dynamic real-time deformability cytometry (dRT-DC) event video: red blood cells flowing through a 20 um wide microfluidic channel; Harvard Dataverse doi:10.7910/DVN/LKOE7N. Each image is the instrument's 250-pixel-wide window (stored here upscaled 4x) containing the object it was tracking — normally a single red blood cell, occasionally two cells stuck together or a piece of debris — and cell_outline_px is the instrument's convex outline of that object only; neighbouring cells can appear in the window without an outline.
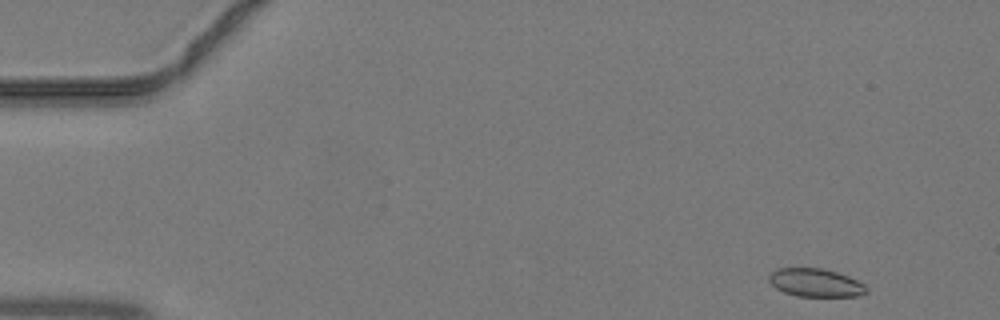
{"species": "common noctule bat (a hibernating species)", "species_latin": "Nyctalus noctula", "temperature_condition": "warm", "stored_images_in_passage": 41, "camera_frame_rate_fps": 3000, "um_per_image_px": 0.085, "animal": {"sex": "male", "body_mass_g": 19.2, "forearm_length_mm": 51.8}, "frame": {"image": 1, "passage_image": 1, "time_ms": 0.0, "image_size_px": [1000, 320], "cell_outline_px": [[868, 292], [860, 296], [796, 296], [784, 292], [776, 288], [768, 280], [768, 276], [776, 268], [824, 268], [848, 276], [864, 284], [868, 288]], "centroid_in_image_um": [69.33, 24.03], "position_along_channel_um": 15.7, "area_um2": 16.07}}
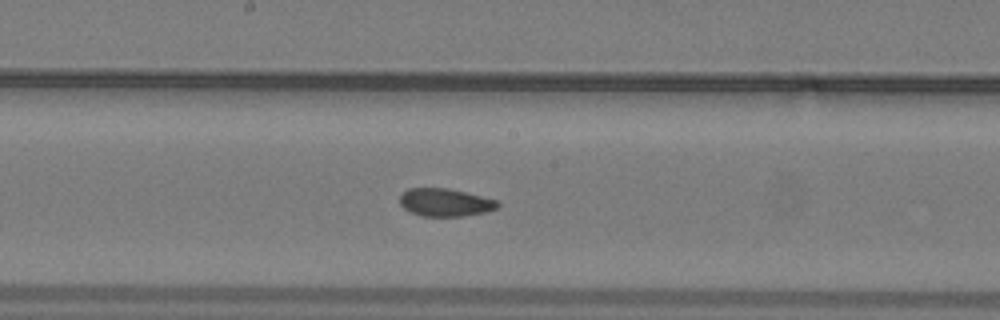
{"frame": {"image": 2, "passage_image": 21, "time_ms": 6.667, "image_size_px": [1000, 320], "cell_outline_px": [[500, 204], [496, 208], [484, 212], [460, 216], [420, 216], [408, 212], [400, 204], [400, 196], [408, 188], [448, 188], [496, 200]], "centroid_in_image_um": [37.78, 17.21], "position_along_channel_um": 210.4, "area_um2": 15.72}}
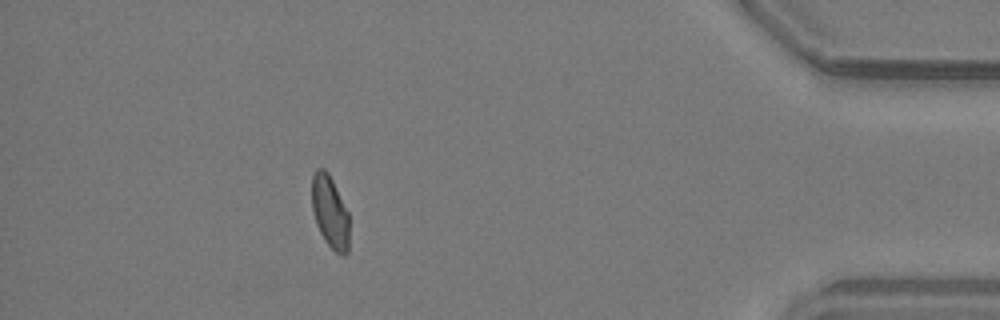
{"frame": {"image": 3, "passage_image": 37, "time_ms": 12.0, "image_size_px": [1000, 320], "cell_outline_px": [[348, 252], [344, 256], [340, 256], [324, 240], [316, 224], [312, 208], [312, 176], [316, 168], [324, 168], [328, 172], [348, 212]], "centroid_in_image_um": [28.04, 18.02], "position_along_channel_um": 407.2, "area_um2": 15.72}}